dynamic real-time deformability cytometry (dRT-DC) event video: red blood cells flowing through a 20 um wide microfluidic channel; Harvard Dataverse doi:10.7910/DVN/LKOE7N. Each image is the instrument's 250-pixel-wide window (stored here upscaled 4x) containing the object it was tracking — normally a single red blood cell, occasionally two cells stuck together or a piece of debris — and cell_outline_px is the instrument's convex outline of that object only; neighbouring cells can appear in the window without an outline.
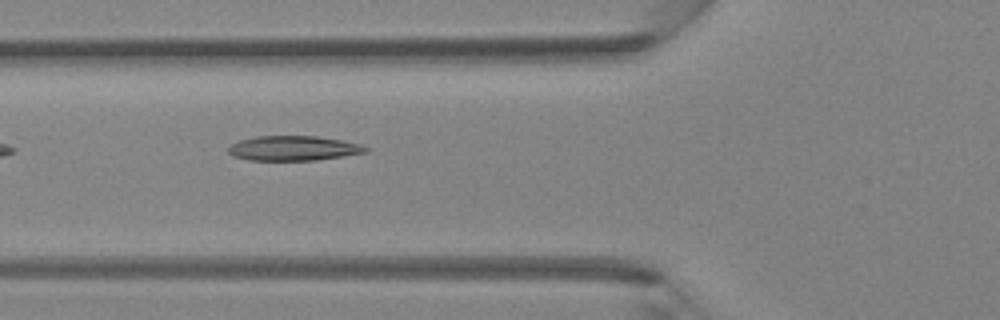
{"species": "Egyptian fruit bat (a non-hibernating species)", "species_latin": "Rousettus aegyptiacus", "temperature_condition": "room temperature", "stored_images_in_passage": 4, "camera_frame_rate_fps": 3000, "um_per_image_px": 0.085, "animal": {"sex": "female"}, "frame": {"image": 1, "passage_image": 4, "time_ms": 4.333, "image_size_px": [1000, 320], "cell_outline_px": [[368, 152], [344, 156], [316, 160], [248, 160], [232, 156], [228, 152], [228, 148], [232, 144], [240, 140], [256, 136], [316, 136], [340, 140], [360, 144], [368, 148]], "centroid_in_image_um": [24.93, 12.6], "position_along_channel_um": 100.9, "area_um2": 19.77}}